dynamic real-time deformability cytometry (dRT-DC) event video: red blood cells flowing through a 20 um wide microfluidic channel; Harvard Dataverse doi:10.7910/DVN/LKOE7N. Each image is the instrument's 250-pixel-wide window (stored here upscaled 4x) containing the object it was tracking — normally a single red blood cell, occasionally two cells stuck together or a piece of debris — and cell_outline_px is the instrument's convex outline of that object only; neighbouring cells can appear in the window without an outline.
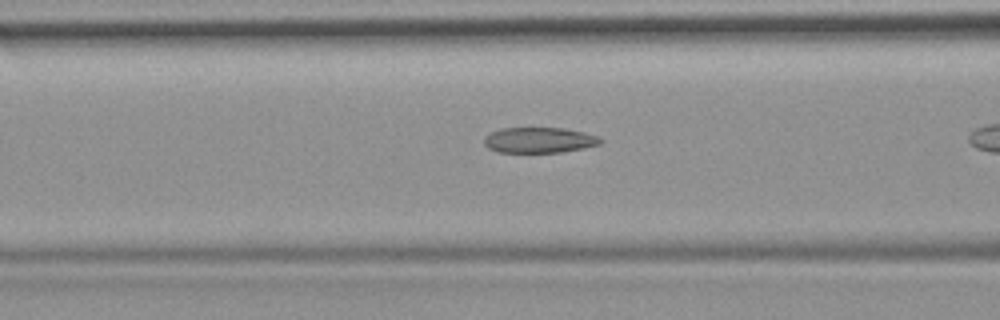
{"species": "common noctule bat (a hibernating species)", "species_latin": "Nyctalus noctula", "temperature_condition": "room temperature", "stored_images_in_passage": 15, "camera_frame_rate_fps": 3000, "um_per_image_px": 0.085, "animal": {"sex": "female", "body_mass_g": 19.9}, "frame": {"image": 1, "passage_image": 11, "time_ms": 3.333, "image_size_px": [1000, 320], "cell_outline_px": [[604, 140], [600, 144], [560, 152], [496, 152], [488, 148], [484, 144], [484, 136], [500, 128], [564, 128], [584, 132], [596, 136]], "centroid_in_image_um": [45.79, 11.9], "position_along_channel_um": 120.8, "area_um2": 17.22}}